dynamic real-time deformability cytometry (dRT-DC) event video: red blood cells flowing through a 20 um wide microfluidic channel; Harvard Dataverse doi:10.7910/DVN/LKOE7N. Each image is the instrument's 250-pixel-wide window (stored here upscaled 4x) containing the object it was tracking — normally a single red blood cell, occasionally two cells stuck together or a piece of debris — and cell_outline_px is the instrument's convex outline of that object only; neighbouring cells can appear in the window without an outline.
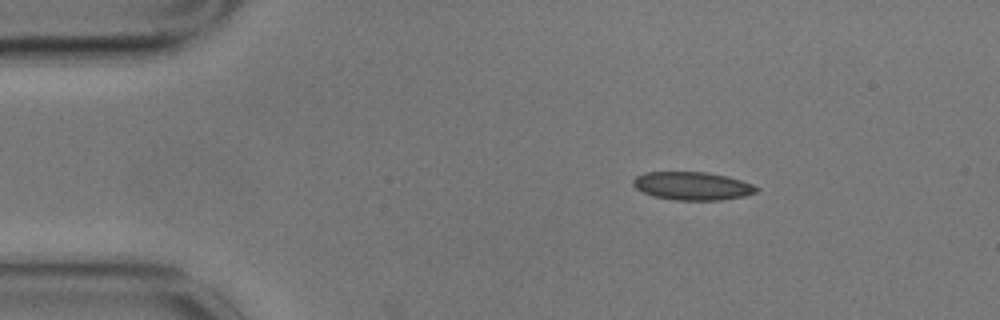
{"species": "common noctule bat (a hibernating species)", "species_latin": "Nyctalus noctula", "temperature_condition": "cold", "stored_images_in_passage": 3, "camera_frame_rate_fps": 3000, "um_per_image_px": 0.085, "animal": {"sex": "male", "body_mass_g": 17.9}, "frame": {"image": 1, "passage_image": 1, "time_ms": 0.0, "image_size_px": [1000, 320], "cell_outline_px": [[760, 188], [756, 192], [744, 196], [720, 200], [676, 200], [656, 196], [644, 192], [636, 188], [632, 184], [632, 180], [636, 176], [644, 172], [708, 172], [728, 176], [752, 184]], "centroid_in_image_um": [58.86, 15.79], "position_along_channel_um": 26.1, "area_um2": 20.17}}